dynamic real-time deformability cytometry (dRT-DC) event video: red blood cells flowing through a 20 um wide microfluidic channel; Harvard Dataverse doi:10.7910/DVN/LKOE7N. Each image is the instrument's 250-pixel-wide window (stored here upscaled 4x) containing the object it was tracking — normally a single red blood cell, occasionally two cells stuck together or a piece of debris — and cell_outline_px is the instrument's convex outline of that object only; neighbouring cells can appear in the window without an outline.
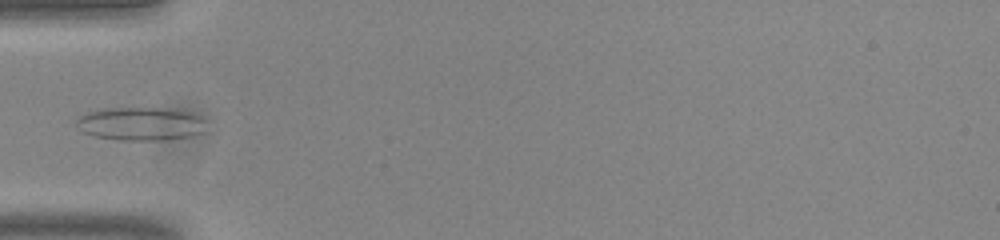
{"species": "common noctule bat (a hibernating species)", "species_latin": "Nyctalus noctula", "temperature_condition": "room temperature", "stored_images_in_passage": 35, "camera_frame_rate_fps": 3000, "um_per_image_px": 0.085, "animal": {"sex": "male", "body_mass_g": 20.0, "forearm_length_mm": 53.3}, "frame": {"image": 1, "passage_image": 1, "time_ms": 0.0, "image_size_px": [1000, 240], "cell_outline_px": [[200, 132], [188, 136], [156, 140], [120, 140], [96, 136], [84, 132], [76, 124], [76, 120], [80, 116], [88, 112], [104, 108], [184, 108], [192, 112], [200, 120]], "centroid_in_image_um": [11.88, 10.49], "position_along_channel_um": 73.1, "area_um2": 24.68}}
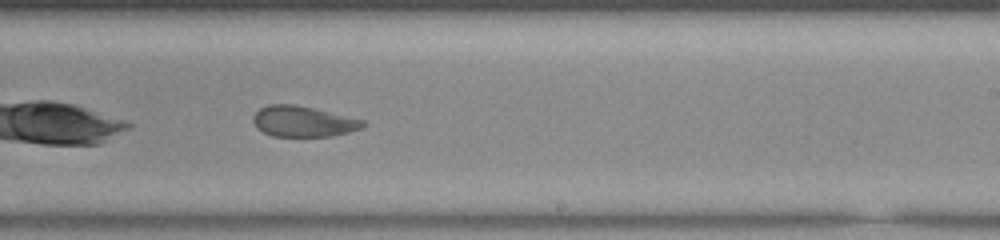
{"frame": {"image": 2, "passage_image": 16, "time_ms": 5.0, "image_size_px": [1000, 240], "cell_outline_px": [[368, 124], [364, 128], [332, 136], [272, 136], [256, 128], [252, 120], [252, 116], [260, 108], [268, 104], [292, 104], [312, 108], [364, 120]], "centroid_in_image_um": [25.76, 10.33], "position_along_channel_um": 263.2, "area_um2": 19.65}}
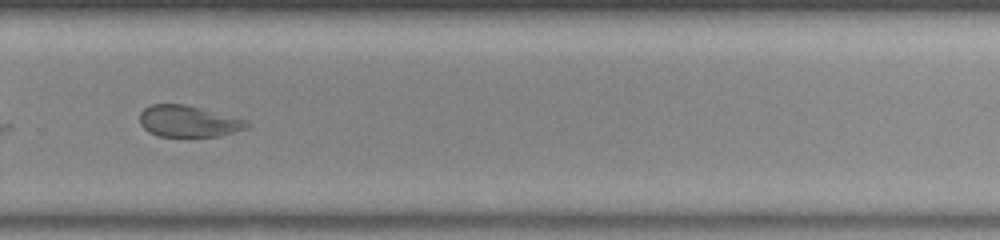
{"frame": {"image": 3, "passage_image": 20, "time_ms": 6.333, "image_size_px": [1000, 240], "cell_outline_px": [[252, 124], [248, 128], [220, 136], [156, 136], [148, 132], [140, 124], [140, 112], [144, 108], [152, 104], [184, 104], [248, 120]], "centroid_in_image_um": [16.03, 10.31], "position_along_channel_um": 313.8, "area_um2": 19.71}}